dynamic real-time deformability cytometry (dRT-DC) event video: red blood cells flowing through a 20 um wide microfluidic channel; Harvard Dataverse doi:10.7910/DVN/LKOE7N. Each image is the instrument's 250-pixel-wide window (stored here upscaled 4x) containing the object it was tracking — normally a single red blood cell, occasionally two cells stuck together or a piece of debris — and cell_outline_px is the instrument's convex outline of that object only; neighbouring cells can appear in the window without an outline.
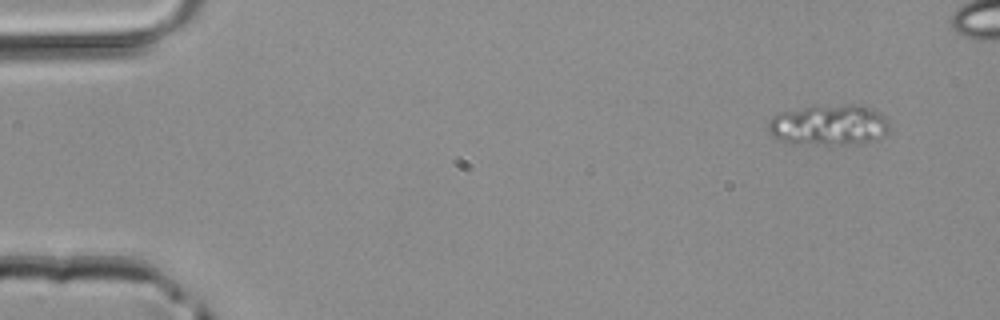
{"species": "common noctule bat (a hibernating species)", "species_latin": "Nyctalus noctula", "temperature_condition": "room temperature", "stored_images_in_passage": 5, "camera_frame_rate_fps": 3000, "um_per_image_px": 0.085, "animal": {"sex": "male", "body_mass_g": 20.4}, "frame": {"image": 1, "passage_image": 1, "time_ms": 0.0, "image_size_px": [1000, 320], "cell_outline_px": [[888, 132], [884, 136], [876, 140], [852, 144], [792, 144], [776, 136], [768, 128], [768, 120], [772, 116], [780, 112], [808, 108], [848, 104], [856, 104], [880, 112], [888, 120]], "centroid_in_image_um": [70.51, 10.64], "position_along_channel_um": 14.5, "area_um2": 28.38}}
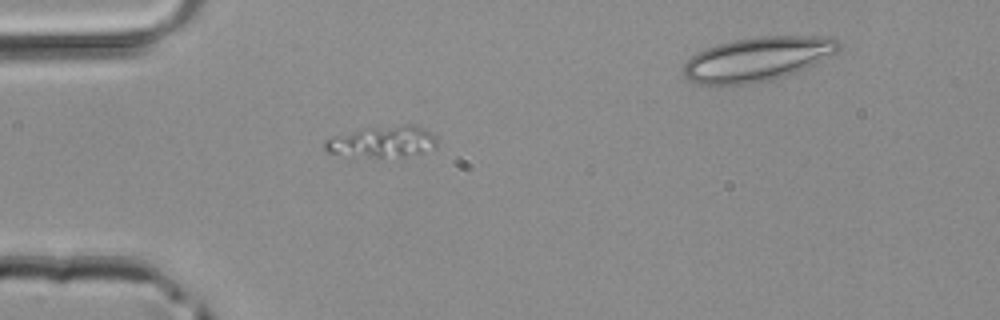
{"frame": {"image": 2, "passage_image": 4, "time_ms": 1.0, "image_size_px": [1000, 320], "cell_outline_px": [[436, 148], [404, 156], [352, 156], [328, 152], [324, 148], [324, 140], [332, 136], [364, 128], [404, 124], [412, 124], [436, 136]], "centroid_in_image_um": [32.47, 12.03], "position_along_channel_um": 52.5, "area_um2": 20.17}}